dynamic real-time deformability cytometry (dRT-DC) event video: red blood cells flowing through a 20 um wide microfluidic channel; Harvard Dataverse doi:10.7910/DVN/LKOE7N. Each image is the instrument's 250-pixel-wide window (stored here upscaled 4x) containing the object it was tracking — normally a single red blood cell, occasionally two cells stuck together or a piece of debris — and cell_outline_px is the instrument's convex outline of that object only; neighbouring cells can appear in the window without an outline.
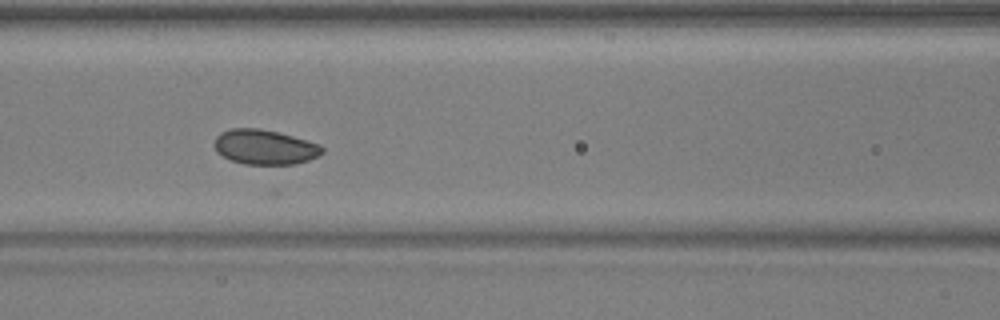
{"species": "common noctule bat (a hibernating species)", "species_latin": "Nyctalus noctula", "temperature_condition": "warm", "stored_images_in_passage": 15, "camera_frame_rate_fps": 3000, "um_per_image_px": 0.085, "animal": {"sex": "male", "body_mass_g": 17.9, "forearm_length_mm": 54.2}, "frame": {"image": 1, "passage_image": 10, "time_ms": 3.0, "image_size_px": [1000, 320], "cell_outline_px": [[324, 152], [320, 156], [296, 164], [244, 164], [232, 160], [216, 152], [212, 144], [216, 136], [220, 132], [232, 128], [260, 128], [292, 136], [320, 144], [324, 148]], "centroid_in_image_um": [22.49, 12.5], "position_along_channel_um": 144.1, "area_um2": 22.02}}
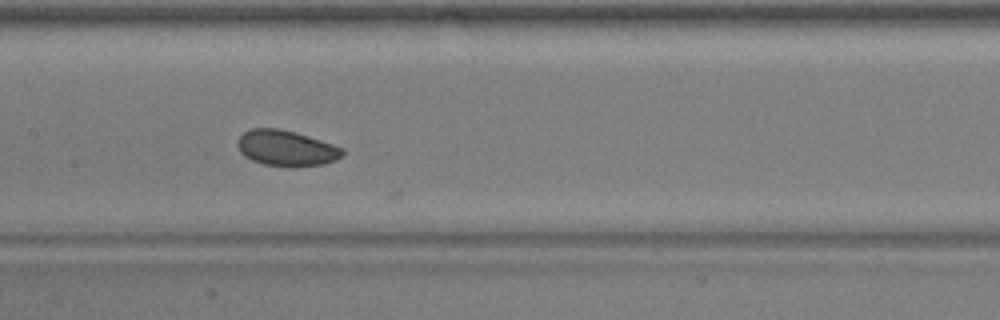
{"frame": {"image": 2, "passage_image": 13, "time_ms": 4.0, "image_size_px": [1000, 320], "cell_outline_px": [[344, 152], [336, 160], [324, 164], [292, 168], [288, 168], [264, 164], [252, 160], [244, 156], [240, 152], [236, 144], [236, 140], [244, 132], [252, 128], [280, 128], [296, 132], [344, 148]], "centroid_in_image_um": [24.31, 12.6], "position_along_channel_um": 183.1, "area_um2": 22.14}}